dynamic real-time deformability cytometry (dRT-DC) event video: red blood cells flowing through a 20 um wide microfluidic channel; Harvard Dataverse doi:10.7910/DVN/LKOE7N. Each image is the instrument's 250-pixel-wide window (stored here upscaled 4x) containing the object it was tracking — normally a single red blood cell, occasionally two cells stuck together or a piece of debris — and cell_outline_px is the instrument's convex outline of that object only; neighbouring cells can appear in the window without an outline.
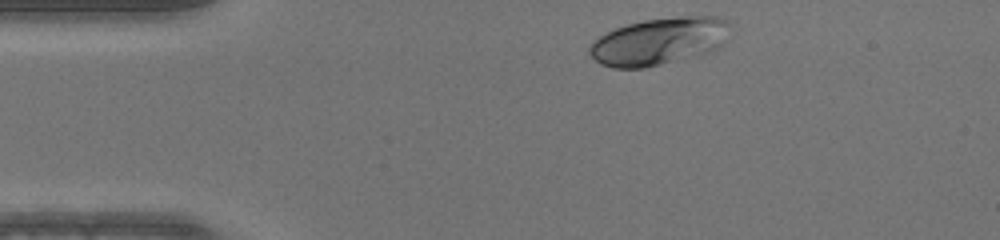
{"species": "human", "species_latin": "Homo sapiens", "temperature_condition": "warm", "stored_images_in_passage": 34, "camera_frame_rate_fps": 3000, "um_per_image_px": 0.085, "donor": {"sex": "male"}, "frame": {"image": 1, "passage_image": 1, "time_ms": 0.0, "image_size_px": [1000, 240], "cell_outline_px": [[732, 24], [724, 44], [712, 52], [644, 68], [612, 68], [600, 64], [588, 52], [588, 44], [592, 40], [616, 28], [628, 24], [644, 20], [680, 16], [716, 16], [728, 20]], "centroid_in_image_um": [56.05, 3.5], "position_along_channel_um": 28.9, "area_um2": 39.13}}
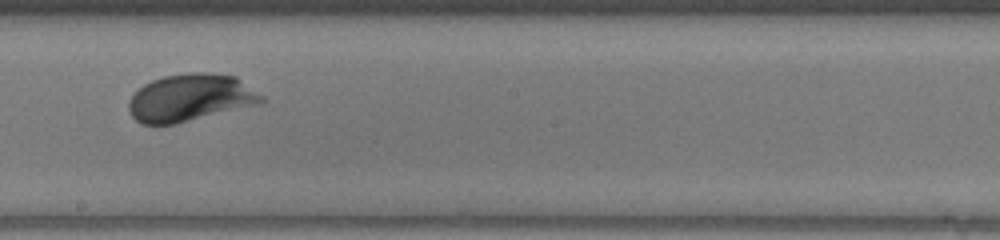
{"frame": {"image": 2, "passage_image": 20, "time_ms": 6.333, "image_size_px": [1000, 240], "cell_outline_px": [[264, 100], [260, 104], [176, 124], [140, 124], [132, 116], [128, 108], [128, 100], [144, 84], [152, 80], [164, 76], [188, 72], [212, 72], [236, 76], [264, 96]], "centroid_in_image_um": [16.2, 8.3], "position_along_channel_um": 232.0, "area_um2": 36.88}}
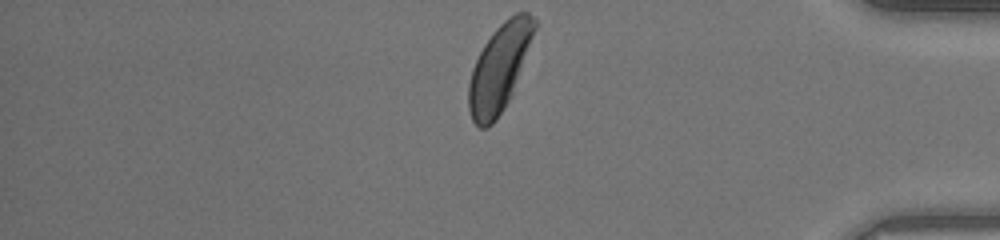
{"frame": {"image": 3, "passage_image": 34, "time_ms": 11.0, "image_size_px": [1000, 240], "cell_outline_px": [[536, 28], [512, 96], [496, 120], [488, 128], [480, 128], [472, 120], [468, 108], [468, 84], [472, 68], [484, 44], [492, 32], [504, 20], [516, 12], [528, 12], [536, 20]], "centroid_in_image_um": [42.44, 5.79], "position_along_channel_um": 392.8, "area_um2": 33.41}}